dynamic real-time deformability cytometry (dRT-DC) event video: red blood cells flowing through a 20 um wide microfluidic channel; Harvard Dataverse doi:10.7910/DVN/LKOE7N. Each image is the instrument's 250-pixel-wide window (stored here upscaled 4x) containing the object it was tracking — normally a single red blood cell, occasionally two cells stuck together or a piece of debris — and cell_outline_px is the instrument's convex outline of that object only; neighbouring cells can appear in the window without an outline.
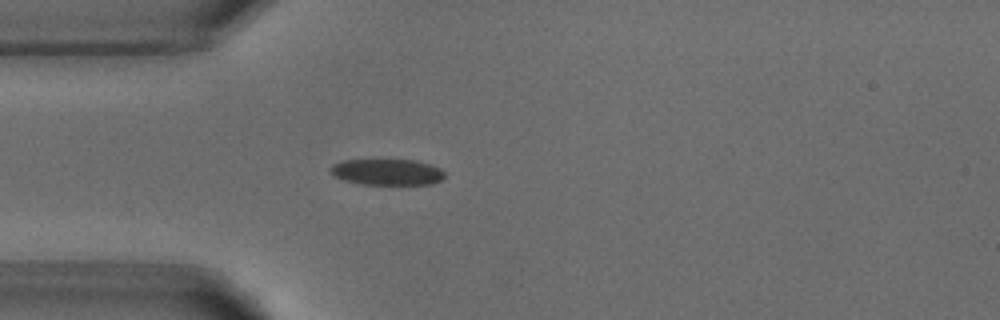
{"species": "common noctule bat (a hibernating species)", "species_latin": "Nyctalus noctula", "temperature_condition": "warm", "stored_images_in_passage": 1, "camera_frame_rate_fps": 3000, "um_per_image_px": 0.085, "animal": {"sex": "male", "body_mass_g": 18.8}, "frame": {"image": 1, "passage_image": 1, "time_ms": 0.0, "image_size_px": [1000, 320], "cell_outline_px": [[444, 176], [440, 180], [432, 184], [360, 184], [344, 180], [332, 176], [328, 172], [328, 168], [332, 164], [344, 160], [416, 160], [440, 168], [444, 172]], "centroid_in_image_um": [32.83, 14.62], "position_along_channel_um": 52.2, "area_um2": 17.46}}